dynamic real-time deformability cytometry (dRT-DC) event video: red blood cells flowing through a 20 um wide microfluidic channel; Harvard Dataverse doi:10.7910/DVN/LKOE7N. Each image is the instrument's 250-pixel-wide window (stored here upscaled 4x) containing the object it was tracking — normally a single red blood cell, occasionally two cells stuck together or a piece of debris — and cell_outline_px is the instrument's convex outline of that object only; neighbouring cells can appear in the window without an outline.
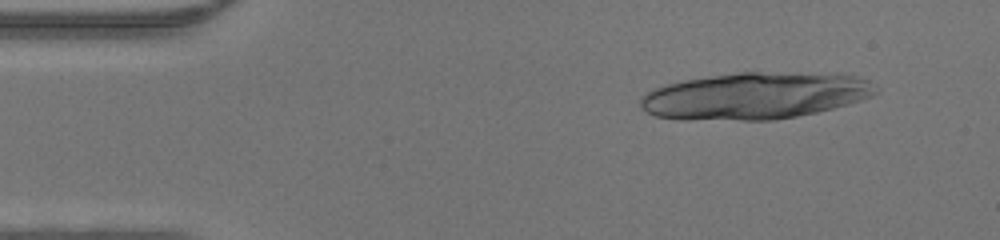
{"species": "human", "species_latin": "Homo sapiens", "temperature_condition": "warm", "stored_images_in_passage": 12, "camera_frame_rate_fps": 3000, "um_per_image_px": 0.085, "donor": {"sex": "male"}, "frame": {"image": 1, "passage_image": 2, "time_ms": 0.333, "image_size_px": [1000, 240], "cell_outline_px": [[876, 92], [872, 96], [848, 104], [816, 112], [776, 120], [680, 120], [656, 116], [648, 112], [640, 104], [640, 96], [652, 88], [684, 80], [708, 76], [736, 72], [796, 72], [852, 76], [868, 80]], "centroid_in_image_um": [64.1, 8.15], "position_along_channel_um": 20.9, "area_um2": 64.04}}